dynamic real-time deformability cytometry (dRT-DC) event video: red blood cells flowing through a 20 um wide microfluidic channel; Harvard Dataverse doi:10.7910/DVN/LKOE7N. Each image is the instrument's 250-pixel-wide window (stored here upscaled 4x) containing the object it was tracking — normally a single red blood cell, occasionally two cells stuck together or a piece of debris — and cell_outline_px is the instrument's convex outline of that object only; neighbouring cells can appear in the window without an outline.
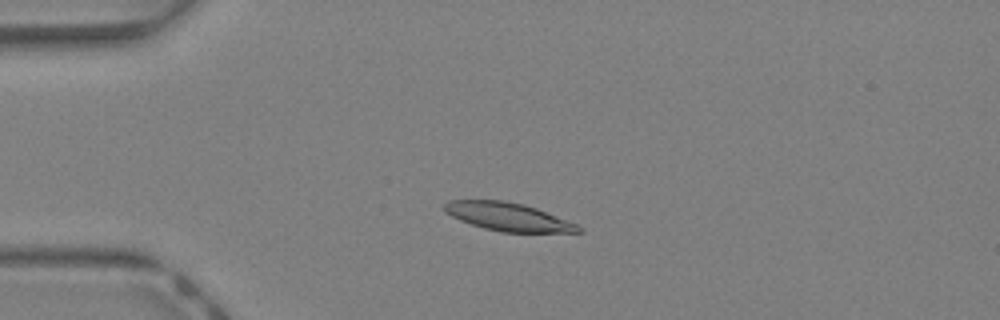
{"species": "Egyptian fruit bat (a non-hibernating species)", "species_latin": "Rousettus aegyptiacus", "temperature_condition": "warm", "stored_images_in_passage": 40, "camera_frame_rate_fps": 3000, "um_per_image_px": 0.085, "animal": {"sex": "female"}, "frame": {"image": 1, "passage_image": 8, "time_ms": 2.333, "image_size_px": [1000, 320], "cell_outline_px": [[584, 232], [500, 232], [484, 228], [460, 220], [444, 212], [444, 204], [448, 200], [504, 200], [524, 204], [536, 208], [576, 224], [584, 228]], "centroid_in_image_um": [43.18, 18.42], "position_along_channel_um": 41.8, "area_um2": 21.91}}
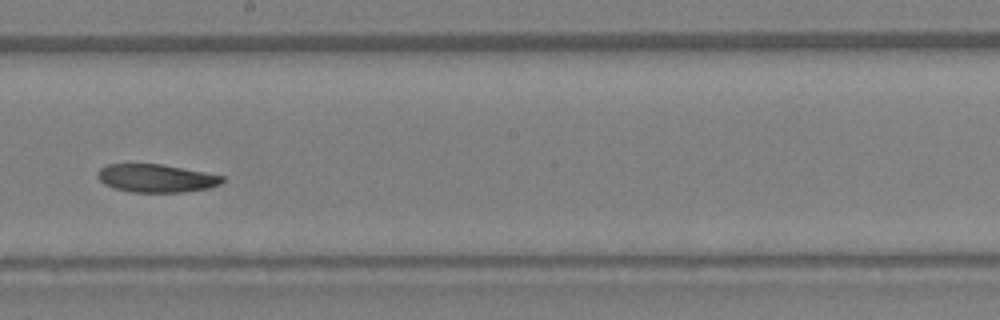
{"frame": {"image": 2, "passage_image": 22, "time_ms": 7.0, "image_size_px": [1000, 320], "cell_outline_px": [[224, 180], [220, 184], [208, 188], [184, 192], [128, 192], [104, 184], [96, 176], [96, 172], [100, 168], [108, 164], [160, 164], [204, 172], [224, 176]], "centroid_in_image_um": [13.25, 15.15], "position_along_channel_um": 235.0, "area_um2": 20.35}}
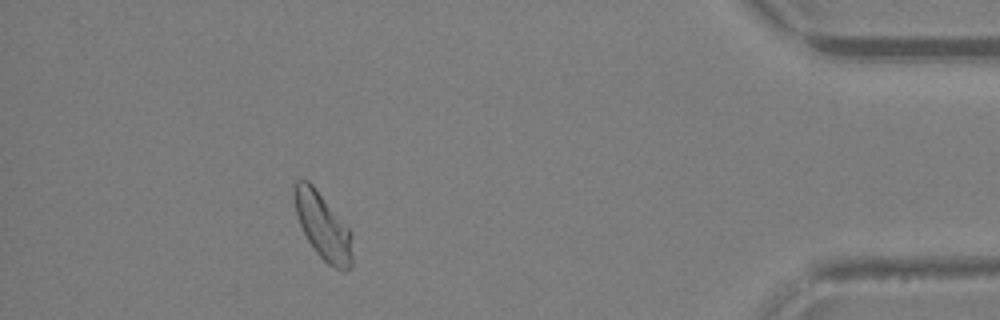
{"frame": {"image": 3, "passage_image": 36, "time_ms": 11.667, "image_size_px": [1000, 320], "cell_outline_px": [[352, 268], [344, 272], [328, 264], [316, 252], [308, 240], [296, 216], [292, 188], [296, 180], [308, 180], [312, 184], [348, 228], [352, 256]], "centroid_in_image_um": [27.4, 19.22], "position_along_channel_um": 407.8, "area_um2": 22.02}, "authors_computed_cell_mechanics": {"area_um2": 22.0796, "velocity_mm_per_s": 4.796, "shape_relaxation_time_tau1_ms": 8.7373, "shape_relaxation_time_tau2_ms": null, "deformation_change_tau1": 0.2162, "deformation_change_tau2": null}}